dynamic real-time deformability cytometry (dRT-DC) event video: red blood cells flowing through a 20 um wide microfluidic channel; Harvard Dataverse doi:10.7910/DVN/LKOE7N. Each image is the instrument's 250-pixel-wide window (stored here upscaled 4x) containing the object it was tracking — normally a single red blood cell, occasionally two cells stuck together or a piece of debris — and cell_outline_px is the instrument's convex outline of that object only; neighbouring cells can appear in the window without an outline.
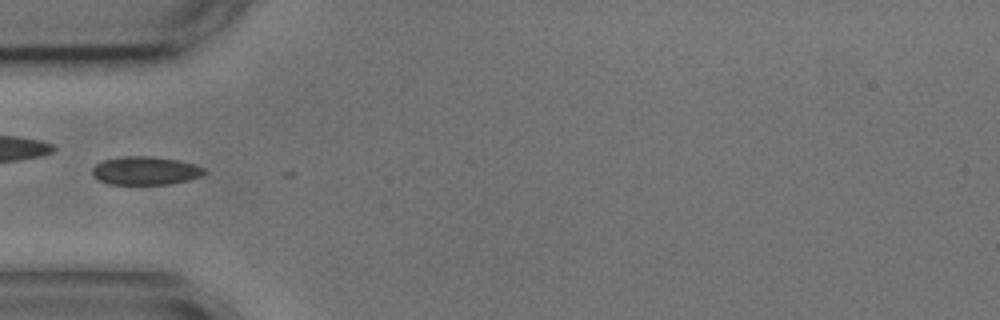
{"species": "common noctule bat (a hibernating species)", "species_latin": "Nyctalus noctula", "temperature_condition": "cold", "stored_images_in_passage": 2, "camera_frame_rate_fps": 3000, "um_per_image_px": 0.085, "animal": {"sex": "male", "body_mass_g": 17.9, "forearm_length_mm": 54.2}, "frame": {"image": 1, "passage_image": 1, "time_ms": 0.0, "image_size_px": [1000, 320], "cell_outline_px": [[208, 172], [200, 176], [188, 180], [168, 184], [108, 184], [92, 176], [92, 168], [96, 164], [104, 160], [120, 156], [148, 156], [180, 160], [204, 168]], "centroid_in_image_um": [12.34, 14.5], "position_along_channel_um": 72.7, "area_um2": 18.5}}